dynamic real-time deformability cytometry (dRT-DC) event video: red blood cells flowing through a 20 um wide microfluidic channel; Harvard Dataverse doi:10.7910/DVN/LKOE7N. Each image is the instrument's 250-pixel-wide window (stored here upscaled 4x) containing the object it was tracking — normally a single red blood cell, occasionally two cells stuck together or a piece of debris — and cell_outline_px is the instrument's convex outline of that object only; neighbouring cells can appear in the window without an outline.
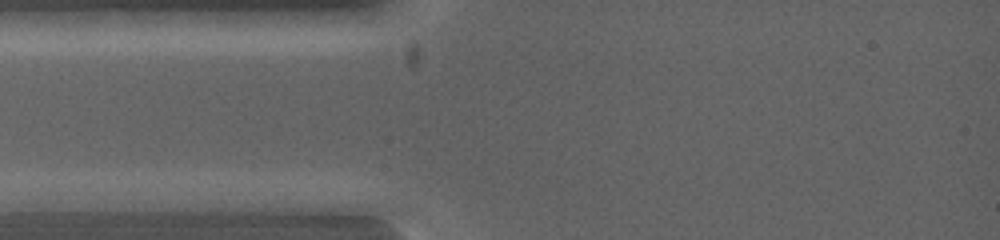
{"species": "common noctule bat (a hibernating species)", "species_latin": "Nyctalus noctula", "temperature_condition": "warm", "stored_images_in_passage": 2, "camera_frame_rate_fps": 5000, "um_per_image_px": 0.085, "animal": {"sex": "female", "body_mass_g": 19.0, "forearm_length_mm": 53.3}, "frame": {"image": 1, "passage_image": 1, "time_ms": 0.0, "image_size_px": [1000, 240], "cell_outline_px": [[120, 200], [68, 212], [20, 212], [12, 200], [48, 192], [104, 192]], "centroid_in_image_um": [5.29, 17.14], "position_along_channel_um": 79.7, "area_um2": 11.5}}